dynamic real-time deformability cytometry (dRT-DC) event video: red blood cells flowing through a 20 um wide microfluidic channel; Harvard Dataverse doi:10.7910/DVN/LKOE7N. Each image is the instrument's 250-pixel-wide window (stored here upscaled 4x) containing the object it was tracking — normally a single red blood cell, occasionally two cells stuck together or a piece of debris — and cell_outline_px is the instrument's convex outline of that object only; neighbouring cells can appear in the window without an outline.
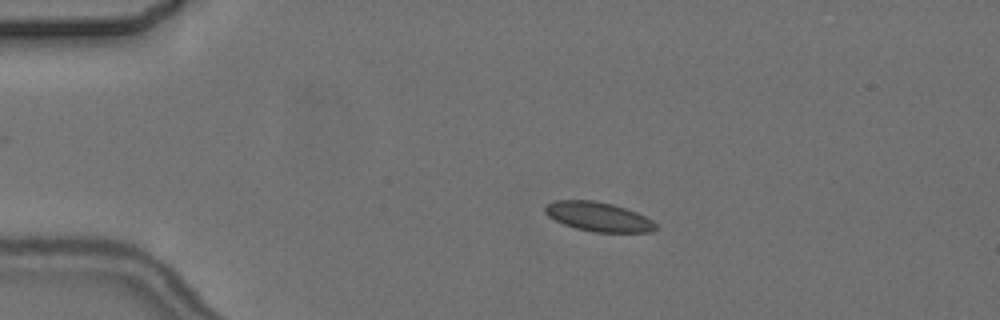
{"species": "common noctule bat (a hibernating species)", "species_latin": "Nyctalus noctula", "temperature_condition": "cold", "stored_images_in_passage": 8, "camera_frame_rate_fps": 3000, "um_per_image_px": 0.085, "animal": {"sex": "female", "body_mass_g": 24.6, "forearm_length_mm": 56.2}, "frame": {"image": 1, "passage_image": 3, "time_ms": 3.333, "image_size_px": [1000, 320], "cell_outline_px": [[656, 228], [652, 232], [592, 232], [576, 228], [564, 224], [548, 216], [544, 212], [544, 204], [556, 200], [592, 200], [612, 204], [636, 212], [652, 220], [656, 224]], "centroid_in_image_um": [50.83, 18.42], "position_along_channel_um": 34.2, "area_um2": 18.84}}
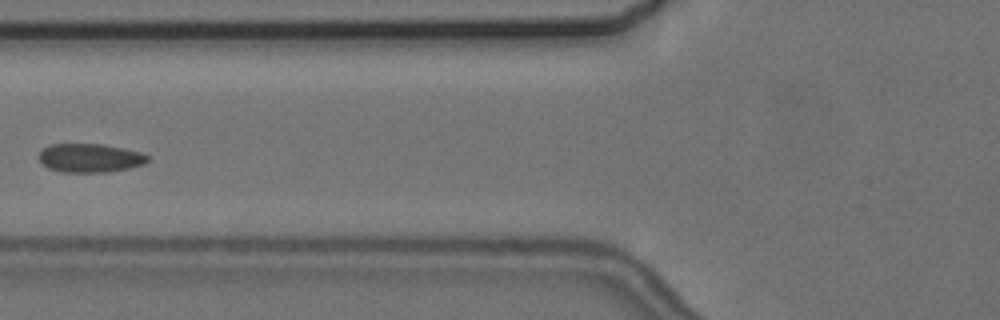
{"frame": {"image": 2, "passage_image": 6, "time_ms": 7.0, "image_size_px": [1000, 320], "cell_outline_px": [[148, 160], [144, 164], [128, 168], [108, 172], [60, 172], [48, 168], [40, 160], [40, 152], [44, 148], [52, 144], [104, 144], [124, 148], [140, 152], [148, 156]], "centroid_in_image_um": [7.66, 13.43], "position_along_channel_um": 118.1, "area_um2": 18.09}}
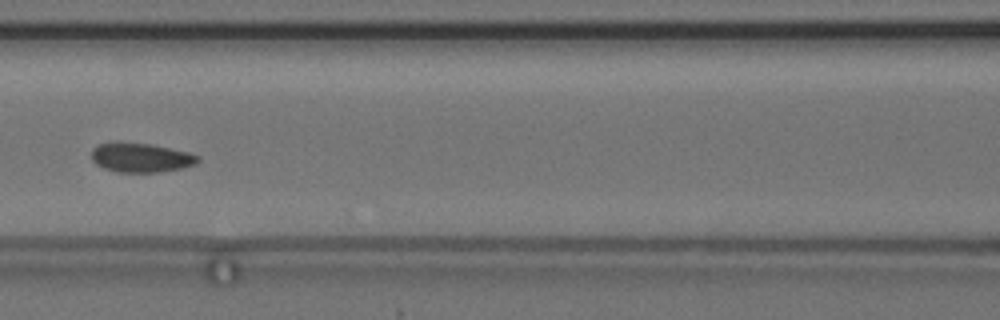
{"frame": {"image": 3, "passage_image": 7, "time_ms": 8.0, "image_size_px": [1000, 320], "cell_outline_px": [[200, 160], [196, 164], [180, 168], [156, 172], [116, 172], [104, 168], [96, 164], [92, 160], [92, 148], [100, 144], [112, 140], [120, 140], [152, 144], [188, 152], [200, 156]], "centroid_in_image_um": [11.93, 13.36], "position_along_channel_um": 154.7, "area_um2": 18.55}}